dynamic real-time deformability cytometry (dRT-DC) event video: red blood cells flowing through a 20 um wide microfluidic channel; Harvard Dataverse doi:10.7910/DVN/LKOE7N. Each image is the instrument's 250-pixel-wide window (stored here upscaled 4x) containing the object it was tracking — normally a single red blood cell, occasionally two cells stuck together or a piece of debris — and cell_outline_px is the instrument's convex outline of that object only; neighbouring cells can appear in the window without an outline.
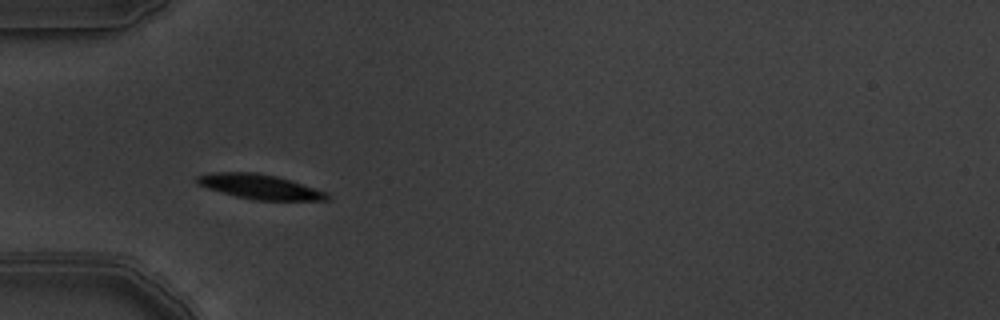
{"species": "common noctule bat (a hibernating species)", "species_latin": "Nyctalus noctula", "temperature_condition": "warm", "stored_images_in_passage": 2, "camera_frame_rate_fps": 3000, "um_per_image_px": 0.085, "animal": {"sex": "male", "body_mass_g": 19.5, "forearm_length_mm": 54.6}, "frame": {"image": 1, "passage_image": 1, "time_ms": 0.0, "image_size_px": [1000, 320], "cell_outline_px": [[328, 200], [252, 200], [220, 192], [196, 184], [196, 176], [212, 172], [256, 172], [276, 176], [292, 180], [328, 192]], "centroid_in_image_um": [22.07, 15.86], "position_along_channel_um": 62.9, "area_um2": 18.84}}